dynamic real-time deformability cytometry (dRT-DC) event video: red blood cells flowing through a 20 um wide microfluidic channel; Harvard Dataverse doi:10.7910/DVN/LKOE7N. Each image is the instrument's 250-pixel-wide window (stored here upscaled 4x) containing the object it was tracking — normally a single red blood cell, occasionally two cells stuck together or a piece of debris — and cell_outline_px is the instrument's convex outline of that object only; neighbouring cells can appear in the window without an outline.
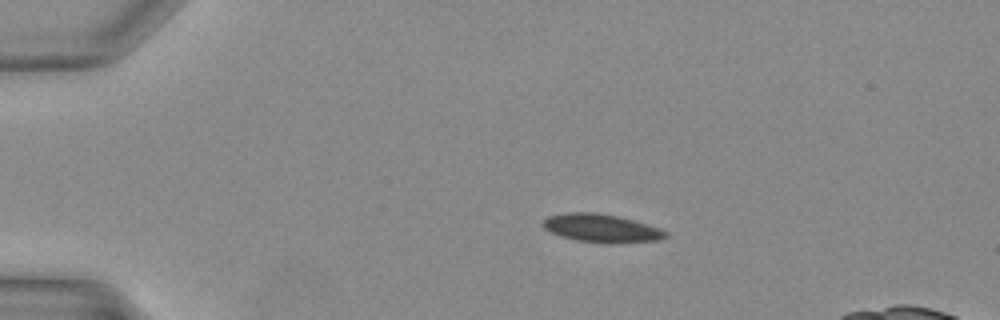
{"species": "Egyptian fruit bat (a non-hibernating species)", "species_latin": "Rousettus aegyptiacus", "temperature_condition": "warm", "stored_images_in_passage": 29, "camera_frame_rate_fps": 3000, "um_per_image_px": 0.085, "animal": {"sex": "female"}, "frame": {"image": 1, "passage_image": 3, "time_ms": 0.667, "image_size_px": [1000, 320], "cell_outline_px": [[668, 236], [656, 240], [608, 244], [576, 240], [560, 236], [544, 228], [544, 220], [548, 216], [568, 212], [596, 212], [616, 216], [648, 224], [660, 228], [668, 232]], "centroid_in_image_um": [51.13, 19.4], "position_along_channel_um": 33.9, "area_um2": 20.06}}
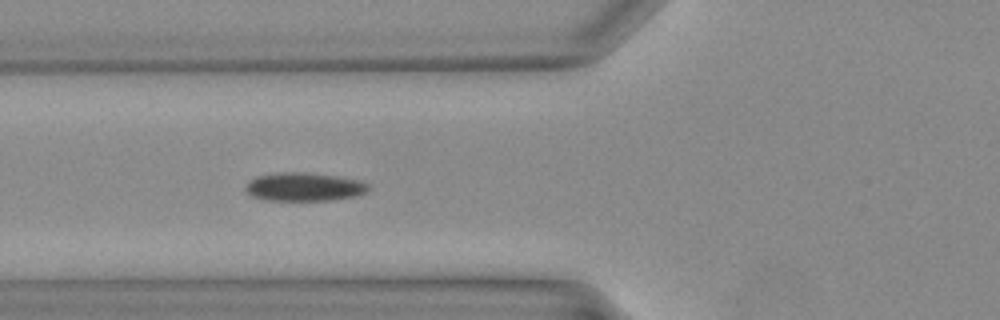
{"frame": {"image": 2, "passage_image": 10, "time_ms": 3.0, "image_size_px": [1000, 320], "cell_outline_px": [[372, 188], [368, 192], [352, 196], [328, 200], [268, 200], [252, 196], [244, 188], [244, 184], [248, 180], [256, 176], [276, 172], [304, 172], [336, 176], [360, 180], [368, 184]], "centroid_in_image_um": [25.83, 15.87], "position_along_channel_um": 100.0, "area_um2": 20.46}}
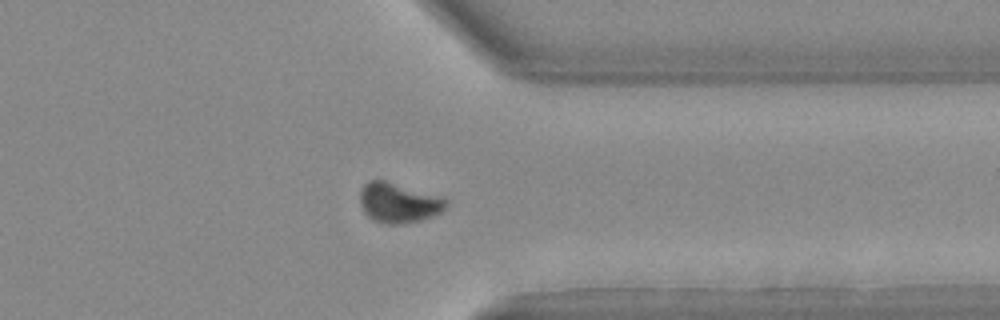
{"frame": {"image": 3, "passage_image": 26, "time_ms": 8.333, "image_size_px": [1000, 320], "cell_outline_px": [[448, 204], [440, 212], [432, 216], [420, 220], [396, 224], [388, 224], [372, 220], [364, 212], [360, 204], [360, 192], [364, 184], [368, 180], [384, 180], [444, 196], [448, 200]], "centroid_in_image_um": [33.89, 17.22], "position_along_channel_um": 377.5, "area_um2": 20.17}}